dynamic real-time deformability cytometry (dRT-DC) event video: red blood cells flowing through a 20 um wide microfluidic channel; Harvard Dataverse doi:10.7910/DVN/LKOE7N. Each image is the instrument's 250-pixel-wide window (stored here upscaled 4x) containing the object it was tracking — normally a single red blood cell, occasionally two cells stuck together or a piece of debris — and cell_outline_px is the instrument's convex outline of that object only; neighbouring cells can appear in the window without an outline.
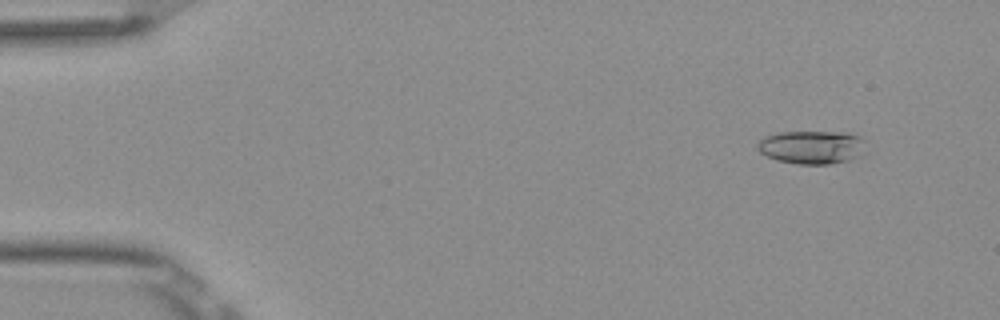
{"species": "Egyptian fruit bat (a non-hibernating species)", "species_latin": "Rousettus aegyptiacus", "temperature_condition": "room temperature", "stored_images_in_passage": 53, "camera_frame_rate_fps": 3000, "um_per_image_px": 0.085, "frame": {"image": 1, "passage_image": 5, "time_ms": 1.333, "image_size_px": [1000, 320], "cell_outline_px": [[864, 156], [848, 160], [828, 164], [796, 164], [776, 160], [760, 152], [756, 148], [756, 144], [764, 136], [780, 132], [848, 132], [860, 136]], "centroid_in_image_um": [68.98, 12.51], "position_along_channel_um": 16.0, "area_um2": 21.1}}
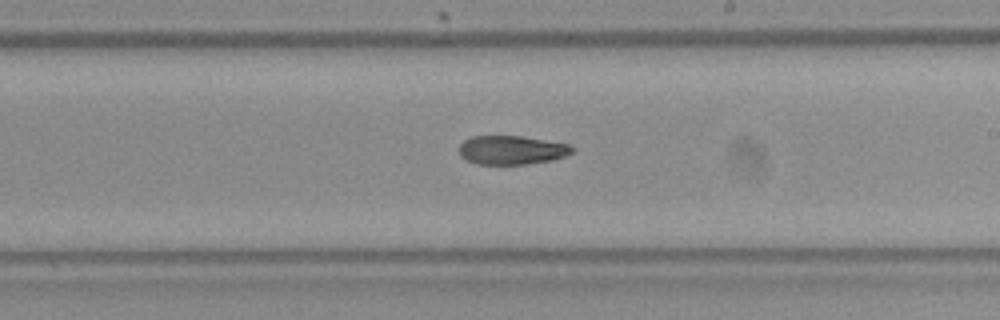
{"frame": {"image": 2, "passage_image": 31, "time_ms": 10.0, "image_size_px": [1000, 320], "cell_outline_px": [[576, 152], [552, 160], [524, 164], [476, 164], [460, 156], [460, 144], [464, 140], [472, 136], [520, 136], [568, 144], [576, 148]], "centroid_in_image_um": [43.51, 12.75], "position_along_channel_um": 245.5, "area_um2": 18.96}}
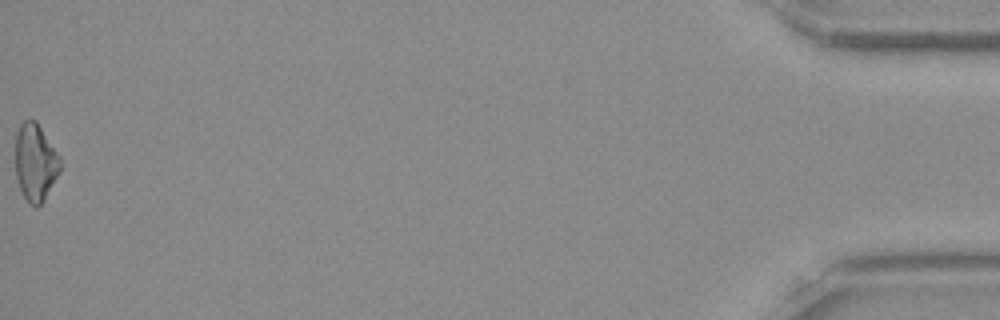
{"frame": {"image": 3, "passage_image": 53, "time_ms": 17.333, "image_size_px": [1000, 320], "cell_outline_px": [[64, 164], [60, 172], [44, 200], [36, 208], [28, 204], [20, 188], [16, 176], [16, 132], [20, 124], [24, 120], [36, 120], [60, 156]], "centroid_in_image_um": [3.03, 13.81], "position_along_channel_um": 432.2, "area_um2": 20.46}, "authors_computed_cell_mechanics": {"area_um2": 20.23, "velocity_mm_per_s": 3.8998, "shape_relaxation_time_tau1_ms": 9.4472, "shape_relaxation_time_tau2_ms": null, "deformation_change_tau1": 0.1961, "deformation_change_tau2": null}}